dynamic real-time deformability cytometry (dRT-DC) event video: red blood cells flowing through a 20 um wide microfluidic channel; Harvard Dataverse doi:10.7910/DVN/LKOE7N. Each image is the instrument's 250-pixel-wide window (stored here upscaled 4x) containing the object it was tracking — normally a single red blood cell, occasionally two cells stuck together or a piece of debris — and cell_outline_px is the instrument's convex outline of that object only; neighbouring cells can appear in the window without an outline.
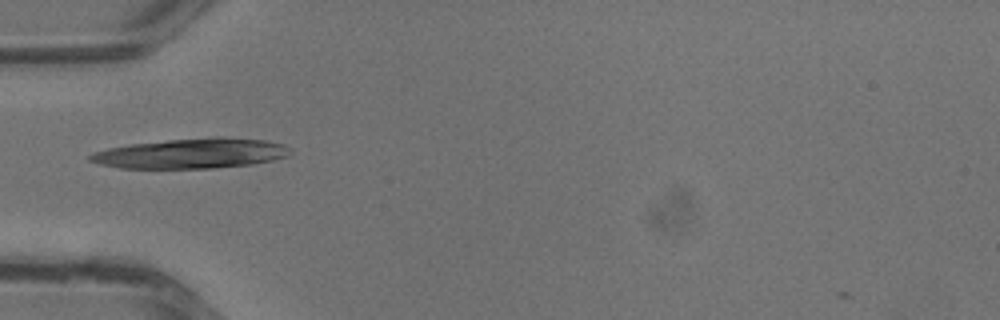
{"species": "common noctule bat (a hibernating species)", "species_latin": "Nyctalus noctula", "temperature_condition": "warm", "stored_images_in_passage": 27, "camera_frame_rate_fps": 3000, "um_per_image_px": 0.085, "animal": {"sex": "male", "body_mass_g": 13.3}, "frame": {"image": 1, "passage_image": 2, "time_ms": 0.333, "image_size_px": [1000, 320], "cell_outline_px": [[292, 152], [288, 156], [272, 160], [252, 164], [212, 168], [120, 168], [100, 164], [88, 160], [88, 156], [92, 152], [108, 148], [128, 144], [168, 140], [216, 136], [220, 136], [264, 140], [284, 144], [292, 148]], "centroid_in_image_um": [16.28, 13.03], "position_along_channel_um": 68.7, "area_um2": 35.26}}
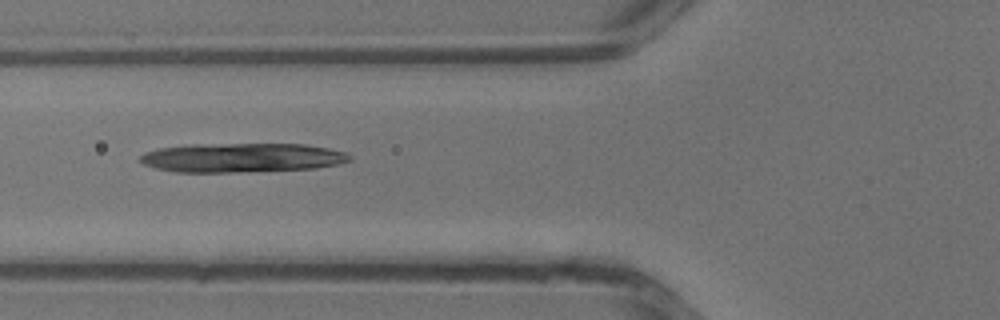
{"frame": {"image": 2, "passage_image": 4, "time_ms": 1.0, "image_size_px": [1000, 320], "cell_outline_px": [[352, 160], [340, 164], [316, 168], [228, 172], [176, 172], [156, 168], [144, 164], [140, 160], [140, 156], [144, 152], [160, 148], [196, 144], [304, 144], [328, 148], [348, 152], [352, 156]], "centroid_in_image_um": [20.62, 13.4], "position_along_channel_um": 105.2, "area_um2": 35.6}}
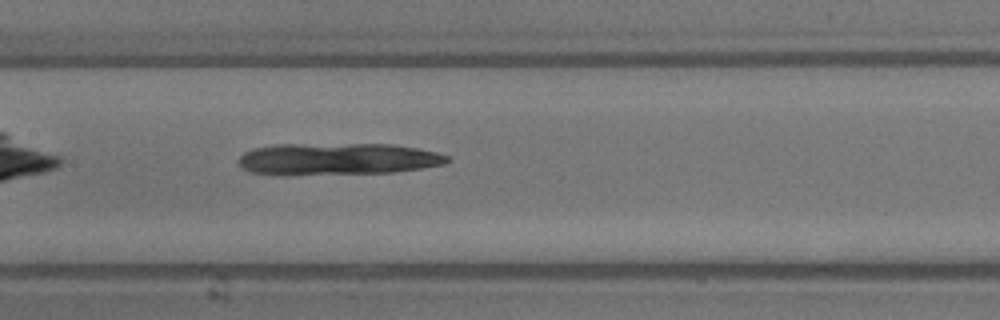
{"frame": {"image": 3, "passage_image": 8, "time_ms": 2.333, "image_size_px": [1000, 320], "cell_outline_px": [[452, 160], [444, 164], [420, 168], [392, 172], [284, 176], [280, 176], [248, 172], [240, 168], [236, 160], [244, 152], [252, 148], [276, 144], [392, 144], [420, 148], [436, 152], [448, 156]], "centroid_in_image_um": [28.59, 13.52], "position_along_channel_um": 178.8, "area_um2": 39.71}}